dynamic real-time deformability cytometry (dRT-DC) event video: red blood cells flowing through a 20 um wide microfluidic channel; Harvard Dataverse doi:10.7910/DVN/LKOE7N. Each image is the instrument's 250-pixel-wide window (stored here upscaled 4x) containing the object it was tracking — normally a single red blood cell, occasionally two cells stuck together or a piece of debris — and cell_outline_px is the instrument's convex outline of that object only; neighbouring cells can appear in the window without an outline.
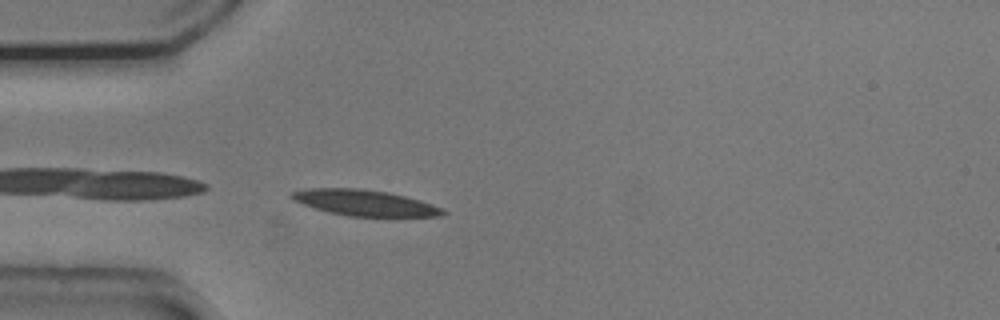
{"species": "common noctule bat (a hibernating species)", "species_latin": "Nyctalus noctula", "temperature_condition": "cold", "stored_images_in_passage": 39, "camera_frame_rate_fps": 3000, "um_per_image_px": 0.085, "animal": {"sex": "male", "body_mass_g": 20.5, "forearm_length_mm": 52.5}, "frame": {"image": 1, "passage_image": 1, "time_ms": 0.0, "image_size_px": [1000, 320], "cell_outline_px": [[448, 212], [444, 216], [348, 216], [328, 212], [292, 200], [288, 196], [292, 192], [308, 188], [360, 188], [388, 192], [420, 200], [444, 208]], "centroid_in_image_um": [31.02, 17.23], "position_along_channel_um": 54.0, "area_um2": 22.83}}
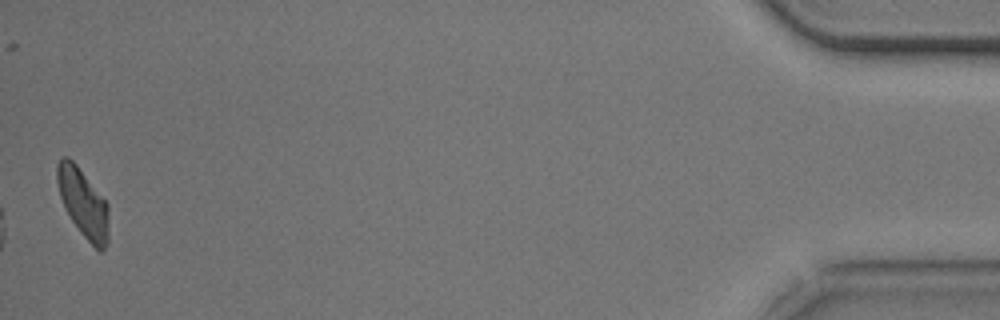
{"frame": {"image": 2, "passage_image": 39, "time_ms": 12.667, "image_size_px": [1000, 320], "cell_outline_px": [[108, 244], [100, 252], [80, 232], [64, 208], [60, 196], [56, 180], [56, 164], [64, 156], [68, 156], [76, 164], [108, 204]], "centroid_in_image_um": [7.05, 17.25], "position_along_channel_um": 428.1, "area_um2": 20.46}, "authors_computed_cell_mechanics": {"area_um2": 21.5016, "velocity_mm_per_s": 3.733, "shape_relaxation_time_tau1_ms": 2.2371, "shape_relaxation_time_tau2_ms": 5.8742, "deformation_change_tau1": 0.1148, "deformation_change_tau2": 0.1316}}